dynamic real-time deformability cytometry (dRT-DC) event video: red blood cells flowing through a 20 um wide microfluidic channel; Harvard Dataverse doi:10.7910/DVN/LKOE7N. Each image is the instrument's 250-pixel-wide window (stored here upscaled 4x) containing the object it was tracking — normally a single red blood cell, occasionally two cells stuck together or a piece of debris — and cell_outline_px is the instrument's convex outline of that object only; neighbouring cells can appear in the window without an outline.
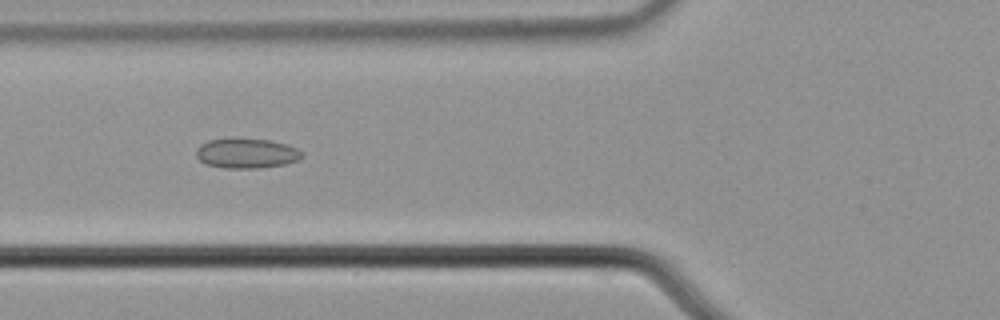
{"species": "common noctule bat (a hibernating species)", "species_latin": "Nyctalus noctula", "temperature_condition": "cold", "stored_images_in_passage": 7, "camera_frame_rate_fps": 3000, "um_per_image_px": 0.085, "animal": {"sex": "male", "body_mass_g": 21.5, "forearm_length_mm": 52.0}, "frame": {"image": 1, "passage_image": 6, "time_ms": 1.667, "image_size_px": [1000, 320], "cell_outline_px": [[304, 156], [300, 160], [284, 164], [256, 168], [224, 168], [204, 164], [196, 156], [196, 148], [200, 144], [208, 140], [232, 136], [272, 140], [296, 148]], "centroid_in_image_um": [20.9, 13.0], "position_along_channel_um": 104.9, "area_um2": 18.96}}
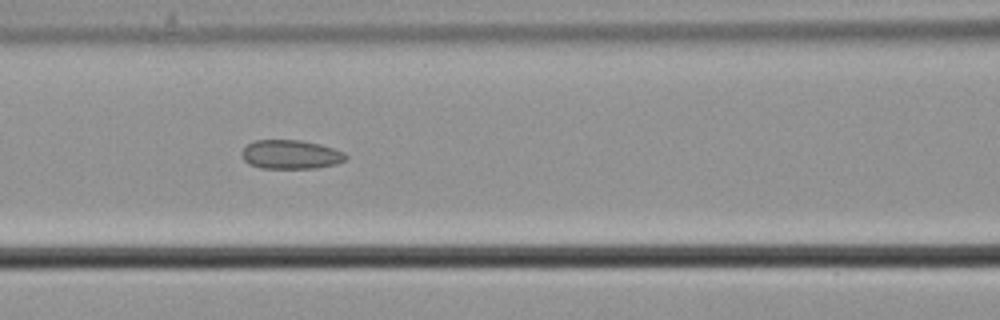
{"frame": {"image": 2, "passage_image": 7, "time_ms": 2.0, "image_size_px": [1000, 320], "cell_outline_px": [[348, 156], [344, 160], [336, 164], [316, 168], [260, 168], [248, 164], [244, 160], [244, 148], [248, 144], [256, 140], [300, 140], [320, 144], [344, 152]], "centroid_in_image_um": [24.73, 13.13], "position_along_channel_um": 141.9, "area_um2": 17.4}}